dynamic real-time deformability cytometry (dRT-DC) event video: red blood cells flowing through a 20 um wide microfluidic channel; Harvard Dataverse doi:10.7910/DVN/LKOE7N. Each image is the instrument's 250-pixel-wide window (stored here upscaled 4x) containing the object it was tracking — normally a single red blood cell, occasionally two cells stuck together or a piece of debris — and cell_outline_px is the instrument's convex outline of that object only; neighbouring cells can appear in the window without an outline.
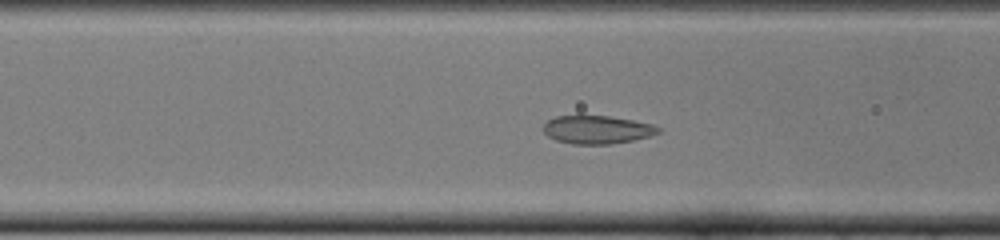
{"species": "common noctule bat (a hibernating species)", "species_latin": "Nyctalus noctula", "temperature_condition": "cold", "stored_images_in_passage": 42, "camera_frame_rate_fps": 3000, "um_per_image_px": 0.085, "animal": {"sex": "female", "body_mass_g": 22.0, "forearm_length_mm": 56.7}, "frame": {"image": 1, "passage_image": 14, "time_ms": 4.333, "image_size_px": [1000, 240], "cell_outline_px": [[660, 132], [648, 136], [632, 140], [612, 144], [572, 144], [556, 140], [548, 136], [544, 132], [544, 124], [548, 120], [556, 116], [608, 116], [632, 120], [652, 124], [660, 128]], "centroid_in_image_um": [50.74, 11.02], "position_along_channel_um": 115.9, "area_um2": 18.67}}
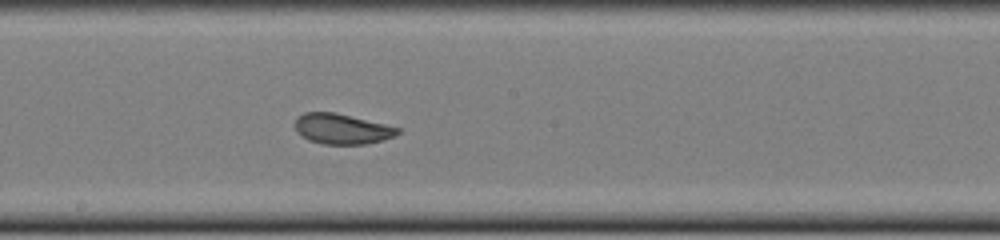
{"frame": {"image": 2, "passage_image": 22, "time_ms": 7.0, "image_size_px": [1000, 240], "cell_outline_px": [[400, 132], [384, 140], [368, 144], [324, 144], [308, 140], [296, 132], [296, 120], [304, 112], [332, 112], [384, 124], [400, 128]], "centroid_in_image_um": [29.05, 10.97], "position_along_channel_um": 219.1, "area_um2": 17.86}}
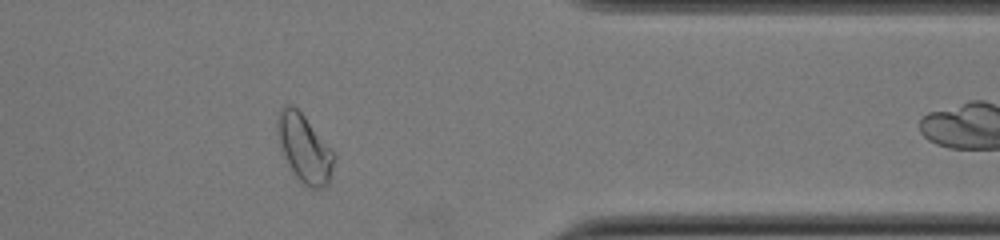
{"frame": {"image": 3, "passage_image": 36, "time_ms": 11.667, "image_size_px": [1000, 240], "cell_outline_px": [[336, 156], [328, 184], [324, 188], [308, 188], [300, 184], [284, 156], [280, 148], [276, 136], [276, 120], [280, 108], [284, 104], [292, 104], [304, 116], [332, 148]], "centroid_in_image_um": [25.85, 12.61], "position_along_channel_um": 385.5, "area_um2": 22.83}, "authors_computed_cell_mechanics": {"area_um2": 19.5653, "velocity_mm_per_s": 3.8866, "shape_relaxation_time_tau1_ms": 4.971, "shape_relaxation_time_tau2_ms": 0.6048, "deformation_change_tau1": 0.1026, "deformation_change_tau2": 0.0488}}